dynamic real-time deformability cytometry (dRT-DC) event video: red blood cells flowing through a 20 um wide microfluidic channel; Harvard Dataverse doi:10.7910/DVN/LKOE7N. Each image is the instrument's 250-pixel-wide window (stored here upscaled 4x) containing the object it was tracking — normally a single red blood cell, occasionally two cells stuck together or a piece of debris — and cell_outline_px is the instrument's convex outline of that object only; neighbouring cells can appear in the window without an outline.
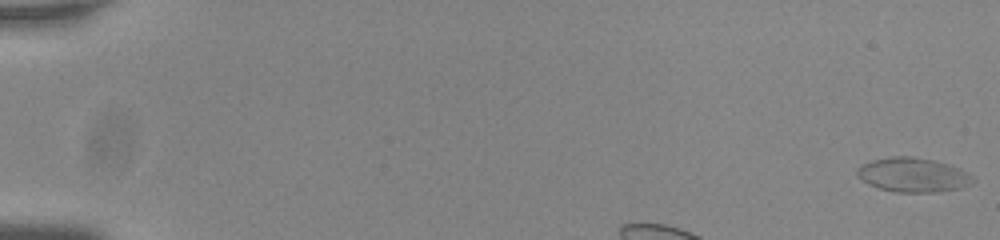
{"species": "common noctule bat (a hibernating species)", "species_latin": "Nyctalus noctula", "temperature_condition": "room temperature", "stored_images_in_passage": 45, "camera_frame_rate_fps": 3000, "um_per_image_px": 0.085, "animal": {"sex": "male", "body_mass_g": 20.0, "forearm_length_mm": 53.3}, "frame": {"image": 1, "passage_image": 1, "time_ms": 0.0, "image_size_px": [1000, 240], "cell_outline_px": [[976, 180], [960, 188], [932, 192], [896, 192], [880, 188], [868, 184], [856, 172], [856, 168], [872, 160], [892, 156], [912, 156], [932, 160], [960, 168], [968, 172]], "centroid_in_image_um": [77.61, 14.86], "position_along_channel_um": 7.4, "area_um2": 22.83}}
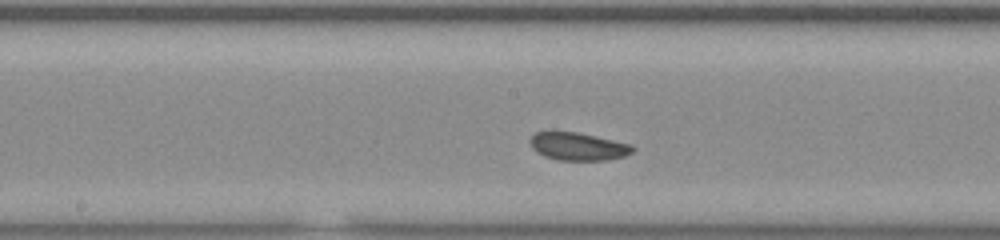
{"frame": {"image": 2, "passage_image": 22, "time_ms": 7.0, "image_size_px": [1000, 240], "cell_outline_px": [[636, 148], [632, 152], [624, 156], [608, 160], [556, 160], [544, 156], [536, 152], [532, 148], [528, 140], [536, 132], [576, 132], [632, 144]], "centroid_in_image_um": [49.13, 12.46], "position_along_channel_um": 199.1, "area_um2": 16.65}}
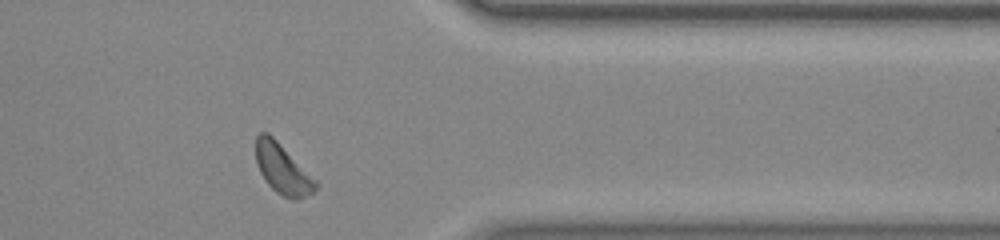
{"frame": {"image": 3, "passage_image": 38, "time_ms": 12.333, "image_size_px": [1000, 240], "cell_outline_px": [[320, 184], [312, 192], [296, 200], [292, 200], [276, 192], [268, 184], [260, 172], [256, 164], [256, 136], [260, 132], [268, 132]], "centroid_in_image_um": [24.0, 14.37], "position_along_channel_um": 387.4, "area_um2": 17.11}}